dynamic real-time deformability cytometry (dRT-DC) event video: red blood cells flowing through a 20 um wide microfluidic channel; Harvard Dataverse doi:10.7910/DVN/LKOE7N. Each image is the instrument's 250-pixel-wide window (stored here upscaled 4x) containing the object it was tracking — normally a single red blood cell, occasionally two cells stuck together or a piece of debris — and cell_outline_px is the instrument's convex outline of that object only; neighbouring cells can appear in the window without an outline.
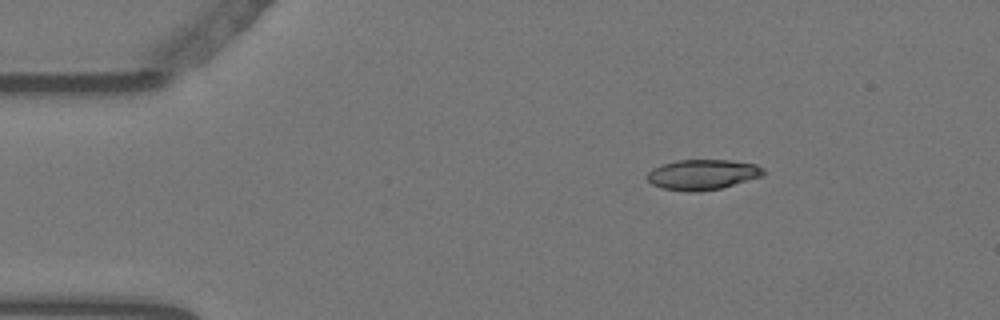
{"species": "Egyptian fruit bat (a non-hibernating species)", "species_latin": "Rousettus aegyptiacus", "temperature_condition": "warm", "stored_images_in_passage": 49, "camera_frame_rate_fps": 3000, "um_per_image_px": 0.085, "animal": {"sex": "female"}, "frame": {"image": 1, "passage_image": 1, "time_ms": 0.0, "image_size_px": [1000, 320], "cell_outline_px": [[764, 176], [720, 188], [696, 192], [688, 192], [660, 188], [652, 184], [644, 176], [652, 168], [660, 164], [676, 160], [728, 160], [756, 164], [764, 168]], "centroid_in_image_um": [59.68, 14.84], "position_along_channel_um": 25.3, "area_um2": 20.75}}
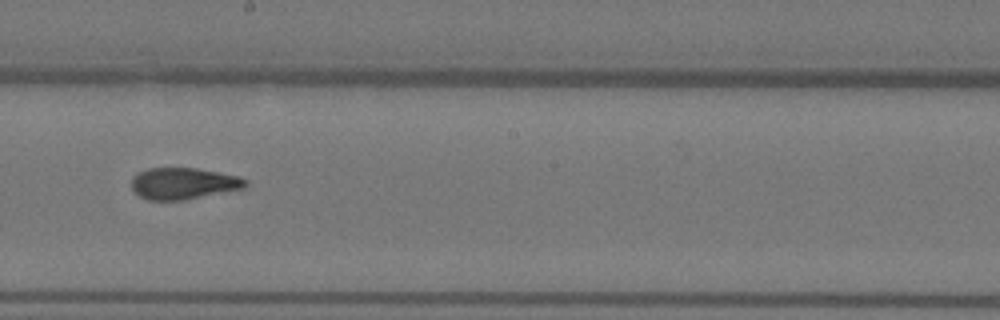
{"frame": {"image": 2, "passage_image": 24, "time_ms": 7.667, "image_size_px": [1000, 320], "cell_outline_px": [[248, 184], [244, 188], [184, 200], [148, 200], [140, 196], [132, 188], [132, 176], [148, 168], [196, 168], [240, 176], [248, 180]], "centroid_in_image_um": [15.61, 15.59], "position_along_channel_um": 232.6, "area_um2": 20.92}}
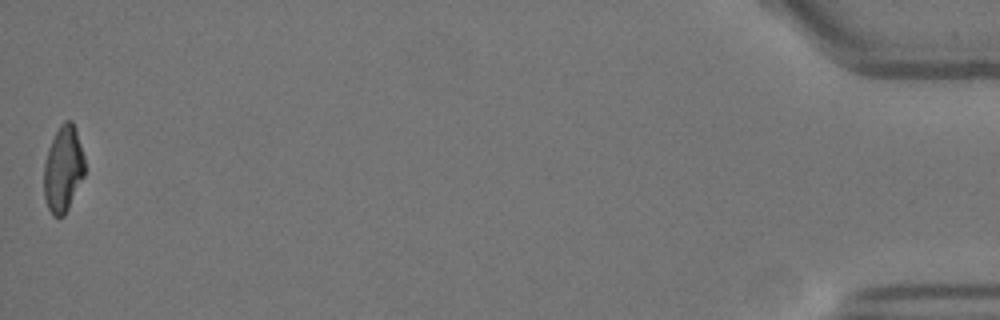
{"frame": {"image": 3, "passage_image": 49, "time_ms": 16.0, "image_size_px": [1000, 320], "cell_outline_px": [[84, 176], [64, 216], [52, 216], [48, 208], [44, 196], [44, 164], [48, 148], [60, 124], [64, 120], [72, 120], [76, 128], [84, 156]], "centroid_in_image_um": [5.37, 14.34], "position_along_channel_um": 429.8, "area_um2": 20.46}, "authors_computed_cell_mechanics": {"area_um2": 21.2126, "velocity_mm_per_s": 3.5372, "shape_relaxation_time_tau1_ms": 7.0868, "shape_relaxation_time_tau2_ms": 1.9122, "deformation_change_tau1": 0.2472, "deformation_change_tau2": 0.0916}}